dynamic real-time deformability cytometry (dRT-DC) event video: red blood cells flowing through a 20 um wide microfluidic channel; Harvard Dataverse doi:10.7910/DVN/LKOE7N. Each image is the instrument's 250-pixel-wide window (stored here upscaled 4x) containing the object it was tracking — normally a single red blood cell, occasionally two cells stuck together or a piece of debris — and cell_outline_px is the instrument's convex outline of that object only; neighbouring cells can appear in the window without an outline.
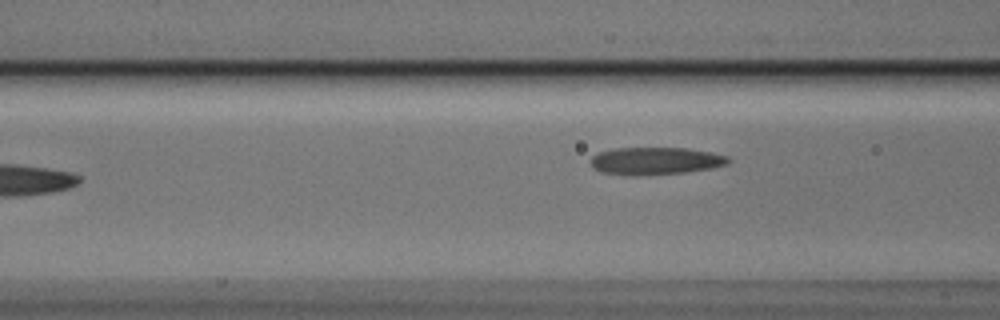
{"species": "Egyptian fruit bat (a non-hibernating species)", "species_latin": "Rousettus aegyptiacus", "temperature_condition": "cold", "stored_images_in_passage": 7, "camera_frame_rate_fps": 3000, "um_per_image_px": 0.085, "animal": {"sex": "male"}, "frame": {"image": 1, "passage_image": 7, "time_ms": 2.0, "image_size_px": [1000, 320], "cell_outline_px": [[732, 160], [728, 164], [712, 168], [684, 172], [636, 176], [632, 176], [600, 172], [592, 168], [592, 156], [600, 152], [616, 148], [688, 148], [712, 152], [728, 156]], "centroid_in_image_um": [55.74, 13.68], "position_along_channel_um": 110.9, "area_um2": 22.14}}